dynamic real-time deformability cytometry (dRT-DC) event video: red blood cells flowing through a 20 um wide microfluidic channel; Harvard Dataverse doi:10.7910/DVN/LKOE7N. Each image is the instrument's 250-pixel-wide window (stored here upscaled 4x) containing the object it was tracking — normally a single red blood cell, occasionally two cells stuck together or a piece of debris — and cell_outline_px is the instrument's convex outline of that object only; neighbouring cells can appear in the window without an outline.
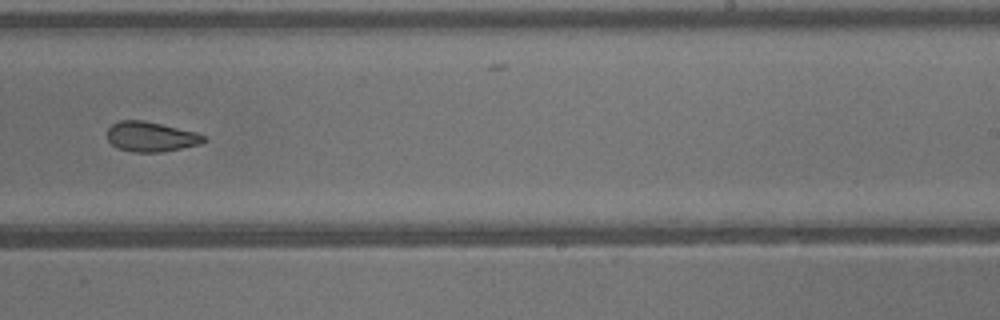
{"species": "common noctule bat (a hibernating species)", "species_latin": "Nyctalus noctula", "temperature_condition": "warm", "stored_images_in_passage": 28, "camera_frame_rate_fps": 3000, "um_per_image_px": 0.085, "animal": {"sex": "male", "body_mass_g": 13.3}, "frame": {"image": 1, "passage_image": 13, "time_ms": 4.0, "image_size_px": [1000, 320], "cell_outline_px": [[208, 140], [200, 144], [160, 152], [132, 152], [120, 148], [112, 144], [108, 140], [108, 128], [112, 124], [120, 120], [144, 120], [196, 132], [204, 136]], "centroid_in_image_um": [12.83, 11.61], "position_along_channel_um": 276.2, "area_um2": 16.7}}